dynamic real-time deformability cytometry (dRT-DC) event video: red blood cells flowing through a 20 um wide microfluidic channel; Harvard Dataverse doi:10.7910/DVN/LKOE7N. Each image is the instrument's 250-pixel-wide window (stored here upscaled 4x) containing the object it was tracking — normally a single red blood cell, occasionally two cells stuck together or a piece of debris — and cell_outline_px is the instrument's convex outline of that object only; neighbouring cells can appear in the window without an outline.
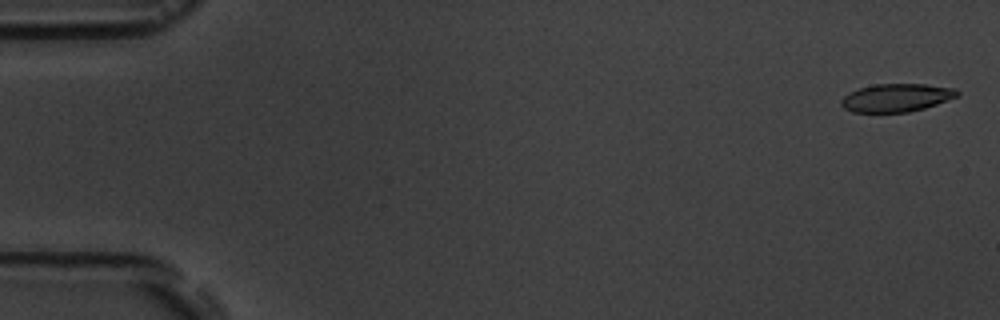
{"species": "common noctule bat (a hibernating species)", "species_latin": "Nyctalus noctula", "temperature_condition": "room temperature", "stored_images_in_passage": 7, "camera_frame_rate_fps": 3000, "um_per_image_px": 0.085, "animal": {"sex": "male", "body_mass_g": 19.5, "forearm_length_mm": 54.6}, "frame": {"image": 1, "passage_image": 1, "time_ms": 0.0, "image_size_px": [1000, 320], "cell_outline_px": [[960, 96], [924, 108], [908, 112], [852, 112], [844, 108], [840, 104], [840, 100], [848, 92], [860, 88], [876, 84], [924, 84], [956, 88], [960, 92]], "centroid_in_image_um": [76.2, 8.3], "position_along_channel_um": 8.8, "area_um2": 19.07}}
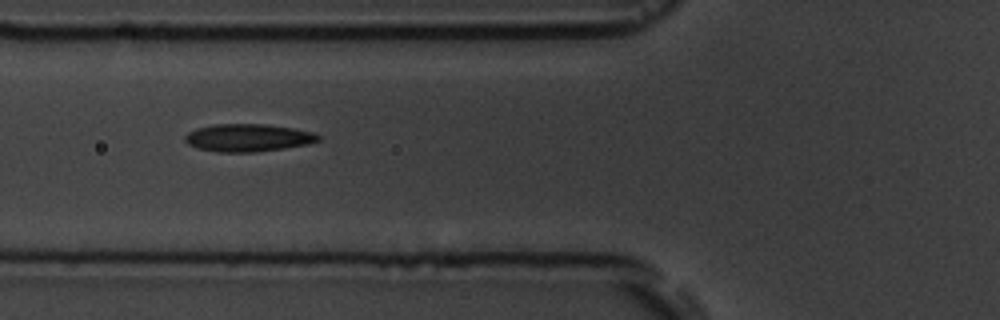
{"frame": {"image": 2, "passage_image": 6, "time_ms": 6.333, "image_size_px": [1000, 320], "cell_outline_px": [[320, 140], [308, 144], [284, 148], [256, 152], [216, 152], [196, 148], [188, 144], [184, 140], [184, 136], [188, 132], [196, 128], [212, 124], [264, 124], [292, 128], [312, 132], [320, 136]], "centroid_in_image_um": [21.03, 11.71], "position_along_channel_um": 104.8, "area_um2": 21.56}}
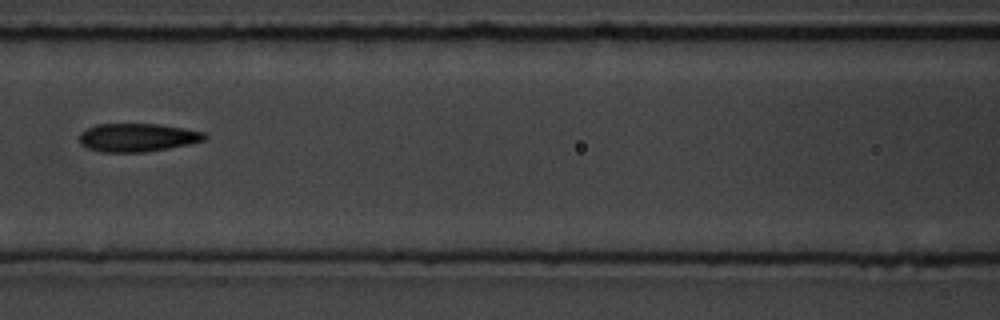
{"frame": {"image": 3, "passage_image": 7, "time_ms": 7.667, "image_size_px": [1000, 320], "cell_outline_px": [[208, 136], [204, 140], [188, 144], [168, 148], [144, 152], [100, 152], [88, 148], [80, 144], [80, 132], [96, 124], [160, 124], [184, 128], [204, 132]], "centroid_in_image_um": [11.67, 11.68], "position_along_channel_um": 154.9, "area_um2": 20.63}}